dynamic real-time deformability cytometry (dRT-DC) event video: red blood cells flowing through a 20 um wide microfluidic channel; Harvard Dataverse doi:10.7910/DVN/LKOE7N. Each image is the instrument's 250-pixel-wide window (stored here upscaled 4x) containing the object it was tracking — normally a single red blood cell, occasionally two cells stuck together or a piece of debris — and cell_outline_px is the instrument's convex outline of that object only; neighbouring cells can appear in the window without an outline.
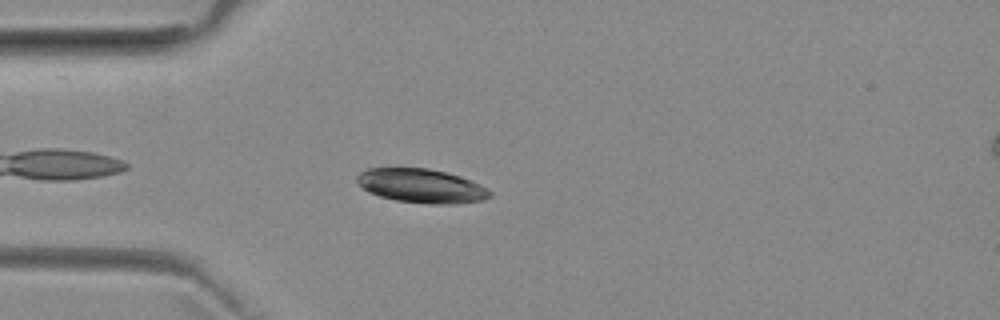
{"species": "common noctule bat (a hibernating species)", "species_latin": "Nyctalus noctula", "temperature_condition": "room temperature", "stored_images_in_passage": 43, "camera_frame_rate_fps": 3000, "um_per_image_px": 0.085, "animal": {"sex": "female", "body_mass_g": 29.2, "forearm_length_mm": 56.3}, "frame": {"image": 1, "passage_image": 5, "time_ms": 1.333, "image_size_px": [1000, 320], "cell_outline_px": [[492, 196], [484, 200], [452, 204], [432, 204], [396, 200], [380, 196], [368, 192], [356, 180], [356, 176], [360, 172], [368, 168], [428, 168], [460, 176], [480, 184], [492, 192]], "centroid_in_image_um": [35.83, 15.8], "position_along_channel_um": 49.2, "area_um2": 26.24}}
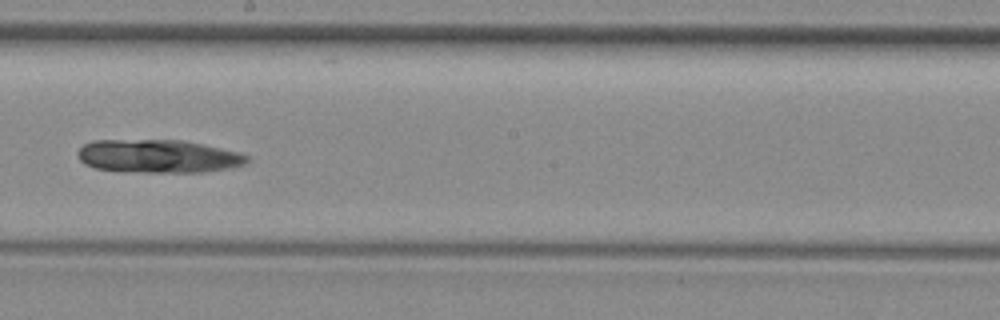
{"frame": {"image": 2, "passage_image": 20, "time_ms": 6.333, "image_size_px": [1000, 320], "cell_outline_px": [[248, 160], [244, 164], [232, 168], [204, 172], [120, 172], [96, 168], [84, 164], [80, 160], [80, 148], [84, 144], [92, 140], [184, 140], [240, 152], [248, 156]], "centroid_in_image_um": [13.47, 13.28], "position_along_channel_um": 234.7, "area_um2": 32.95}}
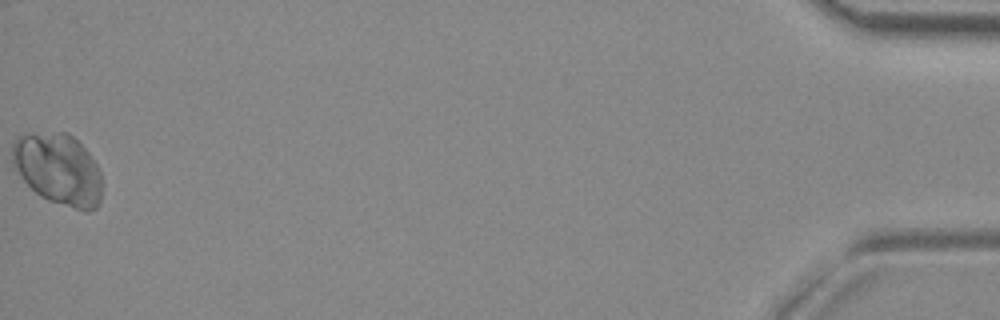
{"frame": {"image": 3, "passage_image": 43, "time_ms": 14.0, "image_size_px": [1000, 320], "cell_outline_px": [[100, 200], [96, 208], [88, 212], [84, 212], [48, 200], [40, 196], [20, 176], [12, 164], [12, 144], [20, 136], [32, 132], [68, 132], [88, 152], [96, 164], [100, 172]], "centroid_in_image_um": [4.94, 14.38], "position_along_channel_um": 430.3, "area_um2": 37.34}}